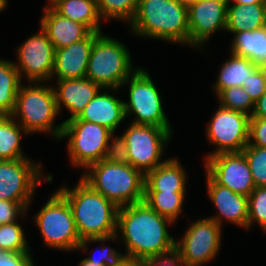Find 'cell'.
<instances>
[{"label":"cell","instance_id":"obj_1","mask_svg":"<svg viewBox=\"0 0 266 266\" xmlns=\"http://www.w3.org/2000/svg\"><path fill=\"white\" fill-rule=\"evenodd\" d=\"M173 223L160 216L145 201L120 207L116 235L126 247L122 255L145 260L173 250L176 238L167 230Z\"/></svg>","mask_w":266,"mask_h":266},{"label":"cell","instance_id":"obj_2","mask_svg":"<svg viewBox=\"0 0 266 266\" xmlns=\"http://www.w3.org/2000/svg\"><path fill=\"white\" fill-rule=\"evenodd\" d=\"M79 178L74 188L64 184L57 190L72 210L82 240L77 250L88 252V244L91 243H116L119 241L116 235L119 208Z\"/></svg>","mask_w":266,"mask_h":266},{"label":"cell","instance_id":"obj_3","mask_svg":"<svg viewBox=\"0 0 266 266\" xmlns=\"http://www.w3.org/2000/svg\"><path fill=\"white\" fill-rule=\"evenodd\" d=\"M83 172L80 177L118 208L144 201L145 175L117 154Z\"/></svg>","mask_w":266,"mask_h":266},{"label":"cell","instance_id":"obj_4","mask_svg":"<svg viewBox=\"0 0 266 266\" xmlns=\"http://www.w3.org/2000/svg\"><path fill=\"white\" fill-rule=\"evenodd\" d=\"M132 34L190 47L188 8L178 0H138Z\"/></svg>","mask_w":266,"mask_h":266},{"label":"cell","instance_id":"obj_5","mask_svg":"<svg viewBox=\"0 0 266 266\" xmlns=\"http://www.w3.org/2000/svg\"><path fill=\"white\" fill-rule=\"evenodd\" d=\"M21 84L11 116L31 135L51 134L60 141L64 123L55 125L59 110L52 84L29 82ZM44 84V85H43ZM19 119V120H18Z\"/></svg>","mask_w":266,"mask_h":266},{"label":"cell","instance_id":"obj_6","mask_svg":"<svg viewBox=\"0 0 266 266\" xmlns=\"http://www.w3.org/2000/svg\"><path fill=\"white\" fill-rule=\"evenodd\" d=\"M172 132L173 128L131 123L116 135V154L145 175L167 160L162 157Z\"/></svg>","mask_w":266,"mask_h":266},{"label":"cell","instance_id":"obj_7","mask_svg":"<svg viewBox=\"0 0 266 266\" xmlns=\"http://www.w3.org/2000/svg\"><path fill=\"white\" fill-rule=\"evenodd\" d=\"M67 139L71 165L85 171L90 165L116 154V134L107 127L74 118L66 121L60 140Z\"/></svg>","mask_w":266,"mask_h":266},{"label":"cell","instance_id":"obj_8","mask_svg":"<svg viewBox=\"0 0 266 266\" xmlns=\"http://www.w3.org/2000/svg\"><path fill=\"white\" fill-rule=\"evenodd\" d=\"M130 51L120 40L100 32L90 52L86 78L102 89H121L123 82L138 68L133 66Z\"/></svg>","mask_w":266,"mask_h":266},{"label":"cell","instance_id":"obj_9","mask_svg":"<svg viewBox=\"0 0 266 266\" xmlns=\"http://www.w3.org/2000/svg\"><path fill=\"white\" fill-rule=\"evenodd\" d=\"M33 219L40 230L44 246L64 252L77 251L82 240L68 201L57 190L35 213Z\"/></svg>","mask_w":266,"mask_h":266},{"label":"cell","instance_id":"obj_10","mask_svg":"<svg viewBox=\"0 0 266 266\" xmlns=\"http://www.w3.org/2000/svg\"><path fill=\"white\" fill-rule=\"evenodd\" d=\"M124 84L129 87V101H124L125 116L134 115L130 123L173 128L164 112L162 96L147 69L139 67L123 82V87Z\"/></svg>","mask_w":266,"mask_h":266},{"label":"cell","instance_id":"obj_11","mask_svg":"<svg viewBox=\"0 0 266 266\" xmlns=\"http://www.w3.org/2000/svg\"><path fill=\"white\" fill-rule=\"evenodd\" d=\"M42 178L52 183V174L45 177L40 162L30 158L0 160V200L32 202Z\"/></svg>","mask_w":266,"mask_h":266},{"label":"cell","instance_id":"obj_12","mask_svg":"<svg viewBox=\"0 0 266 266\" xmlns=\"http://www.w3.org/2000/svg\"><path fill=\"white\" fill-rule=\"evenodd\" d=\"M222 233V227L212 218L191 221L182 238L176 240L184 266H205L214 261L220 252Z\"/></svg>","mask_w":266,"mask_h":266},{"label":"cell","instance_id":"obj_13","mask_svg":"<svg viewBox=\"0 0 266 266\" xmlns=\"http://www.w3.org/2000/svg\"><path fill=\"white\" fill-rule=\"evenodd\" d=\"M217 108L205 129L209 145L216 148L205 159L220 153L242 152L249 140L250 116L221 105Z\"/></svg>","mask_w":266,"mask_h":266},{"label":"cell","instance_id":"obj_14","mask_svg":"<svg viewBox=\"0 0 266 266\" xmlns=\"http://www.w3.org/2000/svg\"><path fill=\"white\" fill-rule=\"evenodd\" d=\"M16 55L18 62L13 64L21 79L28 82H51L55 49L41 26L39 32H35L18 46Z\"/></svg>","mask_w":266,"mask_h":266},{"label":"cell","instance_id":"obj_15","mask_svg":"<svg viewBox=\"0 0 266 266\" xmlns=\"http://www.w3.org/2000/svg\"><path fill=\"white\" fill-rule=\"evenodd\" d=\"M205 172L219 185L249 196L256 188L243 152L220 153L204 159Z\"/></svg>","mask_w":266,"mask_h":266},{"label":"cell","instance_id":"obj_16","mask_svg":"<svg viewBox=\"0 0 266 266\" xmlns=\"http://www.w3.org/2000/svg\"><path fill=\"white\" fill-rule=\"evenodd\" d=\"M227 5L216 0H199L188 8L190 47L203 50L213 33L225 31Z\"/></svg>","mask_w":266,"mask_h":266},{"label":"cell","instance_id":"obj_17","mask_svg":"<svg viewBox=\"0 0 266 266\" xmlns=\"http://www.w3.org/2000/svg\"><path fill=\"white\" fill-rule=\"evenodd\" d=\"M204 173L206 175L207 197L217 210V214L209 216V218H212L221 227L226 220L234 226L247 229L248 197L217 184L206 172Z\"/></svg>","mask_w":266,"mask_h":266},{"label":"cell","instance_id":"obj_18","mask_svg":"<svg viewBox=\"0 0 266 266\" xmlns=\"http://www.w3.org/2000/svg\"><path fill=\"white\" fill-rule=\"evenodd\" d=\"M100 32H91L85 39L68 47L55 50L54 69L51 80L86 77L90 52L94 39Z\"/></svg>","mask_w":266,"mask_h":266},{"label":"cell","instance_id":"obj_19","mask_svg":"<svg viewBox=\"0 0 266 266\" xmlns=\"http://www.w3.org/2000/svg\"><path fill=\"white\" fill-rule=\"evenodd\" d=\"M54 84L55 86L52 85V87L59 113H61L62 107H64L71 114L63 123L78 118L86 105L102 89L86 77L56 80Z\"/></svg>","mask_w":266,"mask_h":266},{"label":"cell","instance_id":"obj_20","mask_svg":"<svg viewBox=\"0 0 266 266\" xmlns=\"http://www.w3.org/2000/svg\"><path fill=\"white\" fill-rule=\"evenodd\" d=\"M111 90L112 92L115 91V93L119 91L118 88L101 89L86 105L78 119L105 126L115 134L121 122L125 121L126 116L124 100L110 94L109 91Z\"/></svg>","mask_w":266,"mask_h":266},{"label":"cell","instance_id":"obj_21","mask_svg":"<svg viewBox=\"0 0 266 266\" xmlns=\"http://www.w3.org/2000/svg\"><path fill=\"white\" fill-rule=\"evenodd\" d=\"M42 10L39 25L47 33L55 50L81 41L91 33L85 25L62 16L54 8Z\"/></svg>","mask_w":266,"mask_h":266},{"label":"cell","instance_id":"obj_22","mask_svg":"<svg viewBox=\"0 0 266 266\" xmlns=\"http://www.w3.org/2000/svg\"><path fill=\"white\" fill-rule=\"evenodd\" d=\"M178 158H168L145 174L144 191L186 192L187 174Z\"/></svg>","mask_w":266,"mask_h":266},{"label":"cell","instance_id":"obj_23","mask_svg":"<svg viewBox=\"0 0 266 266\" xmlns=\"http://www.w3.org/2000/svg\"><path fill=\"white\" fill-rule=\"evenodd\" d=\"M230 58L221 65L216 81L212 85L216 96L224 89L242 86L249 76L260 66L246 57L230 53Z\"/></svg>","mask_w":266,"mask_h":266},{"label":"cell","instance_id":"obj_24","mask_svg":"<svg viewBox=\"0 0 266 266\" xmlns=\"http://www.w3.org/2000/svg\"><path fill=\"white\" fill-rule=\"evenodd\" d=\"M266 26V3L228 4L225 32L256 30Z\"/></svg>","mask_w":266,"mask_h":266},{"label":"cell","instance_id":"obj_25","mask_svg":"<svg viewBox=\"0 0 266 266\" xmlns=\"http://www.w3.org/2000/svg\"><path fill=\"white\" fill-rule=\"evenodd\" d=\"M230 33L233 34V40L229 53L246 57L258 65L266 60V26L252 31Z\"/></svg>","mask_w":266,"mask_h":266},{"label":"cell","instance_id":"obj_26","mask_svg":"<svg viewBox=\"0 0 266 266\" xmlns=\"http://www.w3.org/2000/svg\"><path fill=\"white\" fill-rule=\"evenodd\" d=\"M53 8L62 16L85 25L91 32H103L97 0H61Z\"/></svg>","mask_w":266,"mask_h":266},{"label":"cell","instance_id":"obj_27","mask_svg":"<svg viewBox=\"0 0 266 266\" xmlns=\"http://www.w3.org/2000/svg\"><path fill=\"white\" fill-rule=\"evenodd\" d=\"M29 134L10 116H0V160L28 158L21 149V137Z\"/></svg>","mask_w":266,"mask_h":266},{"label":"cell","instance_id":"obj_28","mask_svg":"<svg viewBox=\"0 0 266 266\" xmlns=\"http://www.w3.org/2000/svg\"><path fill=\"white\" fill-rule=\"evenodd\" d=\"M21 81L13 61L0 58V116H10L13 112Z\"/></svg>","mask_w":266,"mask_h":266},{"label":"cell","instance_id":"obj_29","mask_svg":"<svg viewBox=\"0 0 266 266\" xmlns=\"http://www.w3.org/2000/svg\"><path fill=\"white\" fill-rule=\"evenodd\" d=\"M186 192L144 191V201L160 216L176 224L183 212Z\"/></svg>","mask_w":266,"mask_h":266},{"label":"cell","instance_id":"obj_30","mask_svg":"<svg viewBox=\"0 0 266 266\" xmlns=\"http://www.w3.org/2000/svg\"><path fill=\"white\" fill-rule=\"evenodd\" d=\"M138 0H97L98 13L102 21L117 20L129 25L135 15Z\"/></svg>","mask_w":266,"mask_h":266},{"label":"cell","instance_id":"obj_31","mask_svg":"<svg viewBox=\"0 0 266 266\" xmlns=\"http://www.w3.org/2000/svg\"><path fill=\"white\" fill-rule=\"evenodd\" d=\"M26 234L20 223L0 225V249L11 253H31Z\"/></svg>","mask_w":266,"mask_h":266},{"label":"cell","instance_id":"obj_32","mask_svg":"<svg viewBox=\"0 0 266 266\" xmlns=\"http://www.w3.org/2000/svg\"><path fill=\"white\" fill-rule=\"evenodd\" d=\"M219 105L244 113L251 117L255 103L250 96L244 91L243 86L230 87L224 89L218 96Z\"/></svg>","mask_w":266,"mask_h":266},{"label":"cell","instance_id":"obj_33","mask_svg":"<svg viewBox=\"0 0 266 266\" xmlns=\"http://www.w3.org/2000/svg\"><path fill=\"white\" fill-rule=\"evenodd\" d=\"M255 223L266 234V187H256L248 196L247 230Z\"/></svg>","mask_w":266,"mask_h":266},{"label":"cell","instance_id":"obj_34","mask_svg":"<svg viewBox=\"0 0 266 266\" xmlns=\"http://www.w3.org/2000/svg\"><path fill=\"white\" fill-rule=\"evenodd\" d=\"M242 152L251 170L255 187H266V148L247 145Z\"/></svg>","mask_w":266,"mask_h":266},{"label":"cell","instance_id":"obj_35","mask_svg":"<svg viewBox=\"0 0 266 266\" xmlns=\"http://www.w3.org/2000/svg\"><path fill=\"white\" fill-rule=\"evenodd\" d=\"M31 202H14L0 200V225L16 222L19 217L24 218Z\"/></svg>","mask_w":266,"mask_h":266},{"label":"cell","instance_id":"obj_36","mask_svg":"<svg viewBox=\"0 0 266 266\" xmlns=\"http://www.w3.org/2000/svg\"><path fill=\"white\" fill-rule=\"evenodd\" d=\"M242 86L255 103L266 92V69L259 66Z\"/></svg>","mask_w":266,"mask_h":266},{"label":"cell","instance_id":"obj_37","mask_svg":"<svg viewBox=\"0 0 266 266\" xmlns=\"http://www.w3.org/2000/svg\"><path fill=\"white\" fill-rule=\"evenodd\" d=\"M247 145L266 148V119L250 117Z\"/></svg>","mask_w":266,"mask_h":266},{"label":"cell","instance_id":"obj_38","mask_svg":"<svg viewBox=\"0 0 266 266\" xmlns=\"http://www.w3.org/2000/svg\"><path fill=\"white\" fill-rule=\"evenodd\" d=\"M99 248L100 254L99 256L97 255L98 257L95 256V254L92 255L93 252L89 250L90 255L89 257H85V259L95 264H105L108 266H114L117 261L123 256V253L121 251H117V248L114 249L111 246L106 245V243L104 246L97 247L96 249L99 250Z\"/></svg>","mask_w":266,"mask_h":266},{"label":"cell","instance_id":"obj_39","mask_svg":"<svg viewBox=\"0 0 266 266\" xmlns=\"http://www.w3.org/2000/svg\"><path fill=\"white\" fill-rule=\"evenodd\" d=\"M144 266H184L180 252L173 250L144 260Z\"/></svg>","mask_w":266,"mask_h":266},{"label":"cell","instance_id":"obj_40","mask_svg":"<svg viewBox=\"0 0 266 266\" xmlns=\"http://www.w3.org/2000/svg\"><path fill=\"white\" fill-rule=\"evenodd\" d=\"M32 253H11L0 249V266H36Z\"/></svg>","mask_w":266,"mask_h":266},{"label":"cell","instance_id":"obj_41","mask_svg":"<svg viewBox=\"0 0 266 266\" xmlns=\"http://www.w3.org/2000/svg\"><path fill=\"white\" fill-rule=\"evenodd\" d=\"M251 117L266 119V92L255 102Z\"/></svg>","mask_w":266,"mask_h":266},{"label":"cell","instance_id":"obj_42","mask_svg":"<svg viewBox=\"0 0 266 266\" xmlns=\"http://www.w3.org/2000/svg\"><path fill=\"white\" fill-rule=\"evenodd\" d=\"M114 266H144V260L122 256Z\"/></svg>","mask_w":266,"mask_h":266},{"label":"cell","instance_id":"obj_43","mask_svg":"<svg viewBox=\"0 0 266 266\" xmlns=\"http://www.w3.org/2000/svg\"><path fill=\"white\" fill-rule=\"evenodd\" d=\"M257 3H266V0H230L229 4H239V5H251Z\"/></svg>","mask_w":266,"mask_h":266},{"label":"cell","instance_id":"obj_44","mask_svg":"<svg viewBox=\"0 0 266 266\" xmlns=\"http://www.w3.org/2000/svg\"><path fill=\"white\" fill-rule=\"evenodd\" d=\"M78 266H108V265H105V264H95V263H92L88 260H86L85 258L80 260Z\"/></svg>","mask_w":266,"mask_h":266},{"label":"cell","instance_id":"obj_45","mask_svg":"<svg viewBox=\"0 0 266 266\" xmlns=\"http://www.w3.org/2000/svg\"><path fill=\"white\" fill-rule=\"evenodd\" d=\"M183 6L189 8L190 6L196 4L199 0H178Z\"/></svg>","mask_w":266,"mask_h":266},{"label":"cell","instance_id":"obj_46","mask_svg":"<svg viewBox=\"0 0 266 266\" xmlns=\"http://www.w3.org/2000/svg\"><path fill=\"white\" fill-rule=\"evenodd\" d=\"M49 4H46L43 9L47 8H53L57 3H59L61 0H47Z\"/></svg>","mask_w":266,"mask_h":266},{"label":"cell","instance_id":"obj_47","mask_svg":"<svg viewBox=\"0 0 266 266\" xmlns=\"http://www.w3.org/2000/svg\"><path fill=\"white\" fill-rule=\"evenodd\" d=\"M8 4V0H0V12H2L5 8H7L6 6Z\"/></svg>","mask_w":266,"mask_h":266},{"label":"cell","instance_id":"obj_48","mask_svg":"<svg viewBox=\"0 0 266 266\" xmlns=\"http://www.w3.org/2000/svg\"><path fill=\"white\" fill-rule=\"evenodd\" d=\"M216 1H219V2H222V3H225L226 5H228L230 0H216Z\"/></svg>","mask_w":266,"mask_h":266},{"label":"cell","instance_id":"obj_49","mask_svg":"<svg viewBox=\"0 0 266 266\" xmlns=\"http://www.w3.org/2000/svg\"><path fill=\"white\" fill-rule=\"evenodd\" d=\"M260 66L266 69V60Z\"/></svg>","mask_w":266,"mask_h":266}]
</instances>
